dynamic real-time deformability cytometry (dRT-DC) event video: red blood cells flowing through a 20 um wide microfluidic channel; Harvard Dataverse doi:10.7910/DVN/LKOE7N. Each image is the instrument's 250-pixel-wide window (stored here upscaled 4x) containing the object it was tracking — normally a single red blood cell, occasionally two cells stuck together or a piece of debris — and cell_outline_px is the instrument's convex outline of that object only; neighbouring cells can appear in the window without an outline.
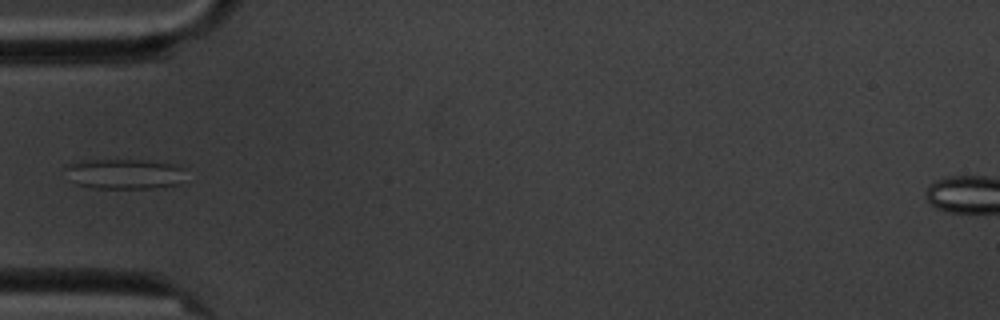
{"species": "common noctule bat (a hibernating species)", "species_latin": "Nyctalus noctula", "temperature_condition": "cold", "stored_images_in_passage": 11, "camera_frame_rate_fps": 3000, "um_per_image_px": 0.085, "animal": {"sex": "male", "body_mass_g": 20.1, "forearm_length_mm": 53.5}, "frame": {"image": 1, "passage_image": 5, "time_ms": 5.333, "image_size_px": [1000, 320], "cell_outline_px": [[184, 168], [180, 184], [156, 188], [92, 188], [76, 184], [68, 180], [64, 164], [80, 160], [144, 160], [172, 164]], "centroid_in_image_um": [10.49, 14.78], "position_along_channel_um": 74.5, "area_um2": 21.39}}
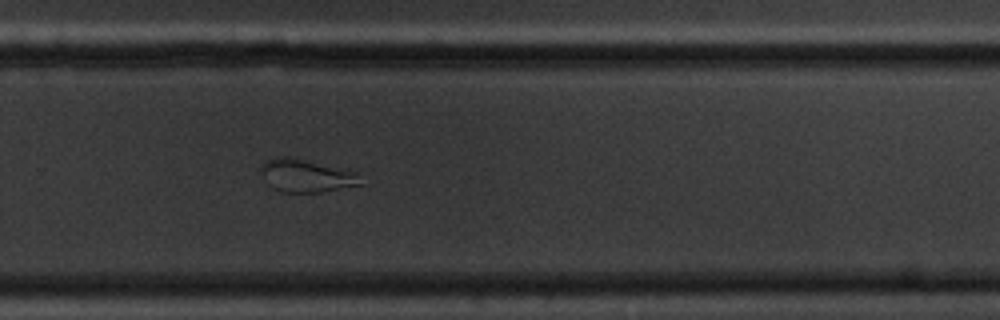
{"frame": {"image": 2, "passage_image": 11, "time_ms": 12.0, "image_size_px": [1000, 320], "cell_outline_px": [[364, 184], [320, 192], [280, 192], [272, 188], [268, 184], [260, 168], [260, 164], [264, 160], [276, 156], [288, 156], [348, 168], [356, 172]], "centroid_in_image_um": [26.04, 14.91], "position_along_channel_um": 303.8, "area_um2": 19.54}}